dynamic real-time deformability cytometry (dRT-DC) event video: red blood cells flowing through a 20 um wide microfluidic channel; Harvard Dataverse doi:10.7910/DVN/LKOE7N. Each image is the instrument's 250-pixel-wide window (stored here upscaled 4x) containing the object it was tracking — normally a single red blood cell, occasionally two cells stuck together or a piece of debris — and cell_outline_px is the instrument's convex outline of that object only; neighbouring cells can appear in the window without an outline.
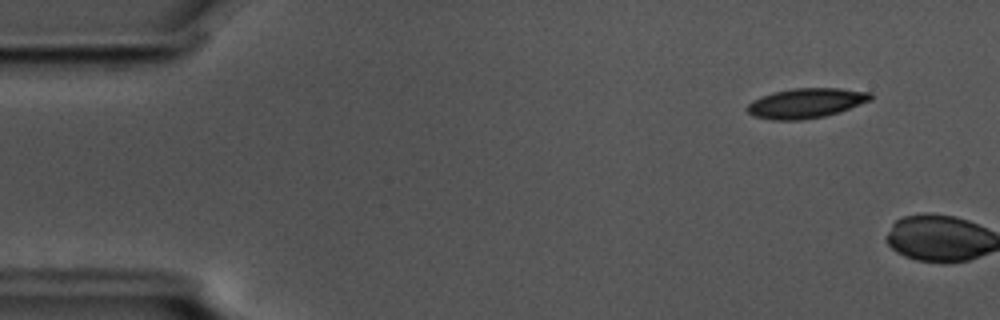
{"species": "common noctule bat (a hibernating species)", "species_latin": "Nyctalus noctula", "temperature_condition": "cold", "stored_images_in_passage": 6, "camera_frame_rate_fps": 3000, "um_per_image_px": 0.085, "animal": {"sex": "male", "body_mass_g": 17.5, "forearm_length_mm": 52.3}, "frame": {"image": 1, "passage_image": 5, "time_ms": 1.333, "image_size_px": [1000, 320], "cell_outline_px": [[872, 100], [840, 112], [824, 116], [800, 120], [772, 120], [752, 116], [744, 108], [752, 100], [760, 96], [772, 92], [792, 88], [840, 88], [872, 92]], "centroid_in_image_um": [68.49, 8.76], "position_along_channel_um": 16.5, "area_um2": 21.79}}